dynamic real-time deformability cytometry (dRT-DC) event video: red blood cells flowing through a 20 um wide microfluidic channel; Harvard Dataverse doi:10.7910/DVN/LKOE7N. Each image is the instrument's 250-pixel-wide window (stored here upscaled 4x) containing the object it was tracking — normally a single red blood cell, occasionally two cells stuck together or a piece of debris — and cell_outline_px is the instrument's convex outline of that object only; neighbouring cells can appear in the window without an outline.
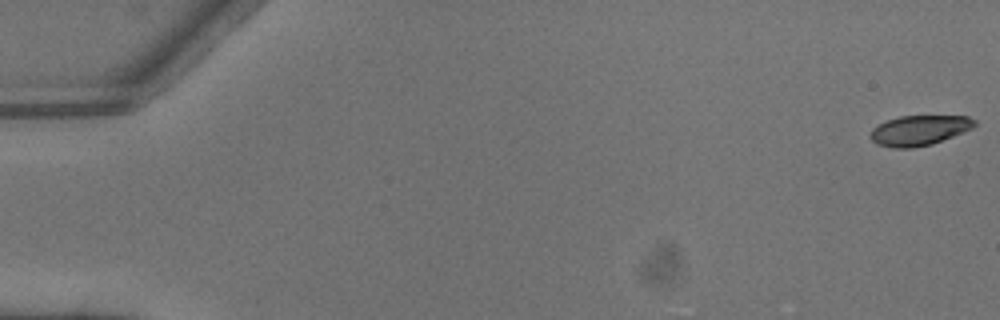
{"species": "common noctule bat (a hibernating species)", "species_latin": "Nyctalus noctula", "temperature_condition": "warm", "stored_images_in_passage": 5, "camera_frame_rate_fps": 3000, "um_per_image_px": 0.085, "animal": {"sex": "male", "body_mass_g": 13.3}, "frame": {"image": 1, "passage_image": 1, "time_ms": 0.0, "image_size_px": [1000, 320], "cell_outline_px": [[976, 124], [972, 128], [964, 132], [932, 144], [912, 148], [892, 148], [876, 144], [868, 136], [872, 128], [888, 120], [900, 116], [968, 116], [976, 120]], "centroid_in_image_um": [78.12, 11.09], "position_along_channel_um": 6.9, "area_um2": 18.32}}
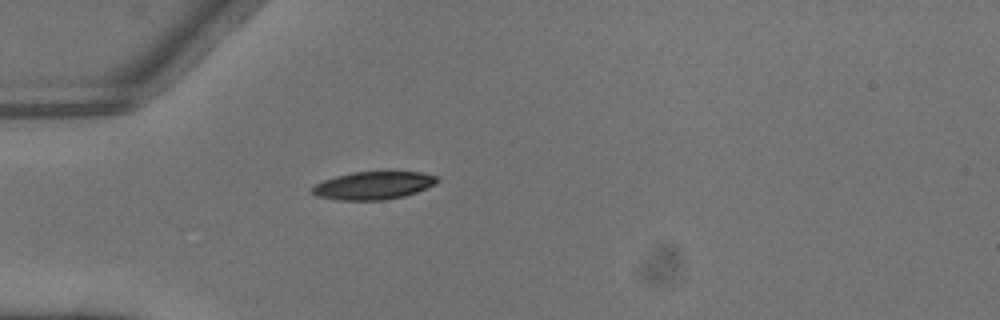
{"frame": {"image": 2, "passage_image": 5, "time_ms": 1.333, "image_size_px": [1000, 320], "cell_outline_px": [[440, 180], [436, 184], [416, 192], [404, 196], [384, 200], [336, 200], [316, 196], [312, 192], [312, 188], [316, 184], [324, 180], [336, 176], [352, 172], [388, 168], [420, 172], [436, 176]], "centroid_in_image_um": [31.79, 15.71], "position_along_channel_um": 53.2, "area_um2": 21.21}}